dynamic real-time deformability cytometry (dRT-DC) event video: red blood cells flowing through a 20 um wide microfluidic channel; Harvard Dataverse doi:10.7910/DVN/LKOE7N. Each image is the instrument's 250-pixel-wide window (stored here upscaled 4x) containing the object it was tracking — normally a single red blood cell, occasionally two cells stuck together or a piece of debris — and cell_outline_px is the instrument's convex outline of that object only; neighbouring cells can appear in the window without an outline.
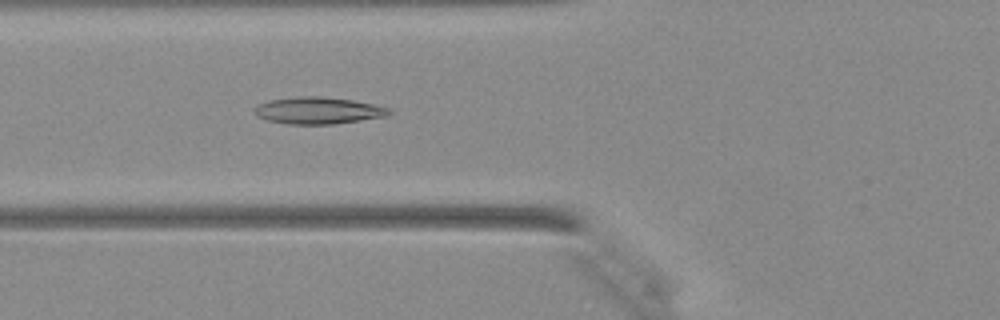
{"species": "Egyptian fruit bat (a non-hibernating species)", "species_latin": "Rousettus aegyptiacus", "temperature_condition": "warm", "stored_images_in_passage": 33, "camera_frame_rate_fps": 3000, "um_per_image_px": 0.085, "animal": {"sex": "female"}, "frame": {"image": 1, "passage_image": 7, "time_ms": 2.0, "image_size_px": [1000, 320], "cell_outline_px": [[392, 112], [384, 116], [336, 124], [288, 124], [268, 120], [256, 116], [252, 108], [256, 104], [268, 100], [296, 96], [324, 96], [352, 100], [372, 104], [388, 108]], "centroid_in_image_um": [26.96, 9.38], "position_along_channel_um": 98.8, "area_um2": 21.15}}
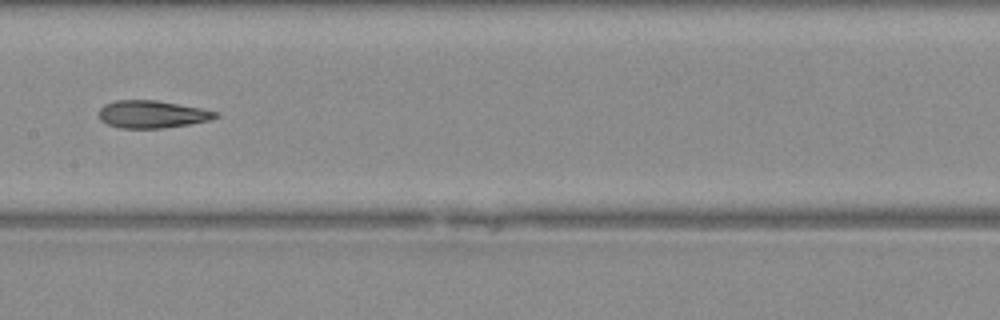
{"frame": {"image": 2, "passage_image": 13, "time_ms": 4.0, "image_size_px": [1000, 320], "cell_outline_px": [[220, 116], [212, 120], [188, 124], [160, 128], [120, 128], [108, 124], [100, 120], [100, 108], [104, 104], [116, 100], [156, 100], [200, 108], [216, 112]], "centroid_in_image_um": [12.92, 9.71], "position_along_channel_um": 194.5, "area_um2": 18.55}}
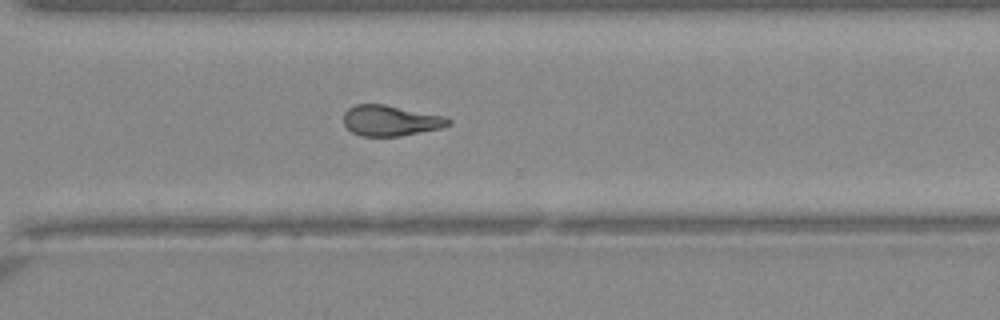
{"frame": {"image": 3, "passage_image": 22, "time_ms": 7.0, "image_size_px": [1000, 320], "cell_outline_px": [[452, 124], [440, 128], [400, 136], [360, 136], [352, 132], [344, 124], [344, 112], [348, 108], [356, 104], [384, 104], [444, 116], [452, 120]], "centroid_in_image_um": [33.19, 10.25], "position_along_channel_um": 337.4, "area_um2": 18.67}}